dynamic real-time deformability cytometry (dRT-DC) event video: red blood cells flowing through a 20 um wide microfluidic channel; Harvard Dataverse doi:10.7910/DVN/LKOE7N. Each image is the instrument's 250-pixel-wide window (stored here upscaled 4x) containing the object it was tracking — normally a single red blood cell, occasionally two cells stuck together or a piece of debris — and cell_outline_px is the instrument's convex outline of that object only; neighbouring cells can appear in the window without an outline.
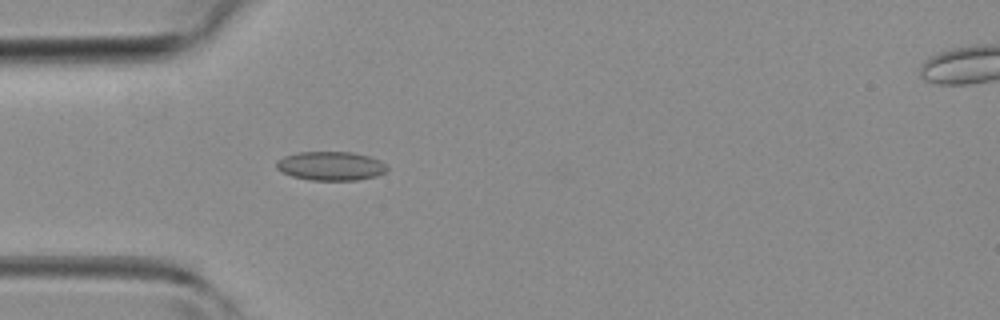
{"species": "common noctule bat (a hibernating species)", "species_latin": "Nyctalus noctula", "temperature_condition": "room temperature", "stored_images_in_passage": 33, "camera_frame_rate_fps": 3000, "um_per_image_px": 0.085, "animal": {"sex": "female", "body_mass_g": 19.3, "forearm_length_mm": 54.1}, "frame": {"image": 1, "passage_image": 2, "time_ms": 0.333, "image_size_px": [1000, 320], "cell_outline_px": [[388, 168], [384, 172], [376, 176], [356, 180], [312, 180], [292, 176], [276, 168], [276, 160], [284, 156], [296, 152], [352, 152], [368, 156], [380, 160]], "centroid_in_image_um": [28.09, 14.1], "position_along_channel_um": 56.9, "area_um2": 18.55}}
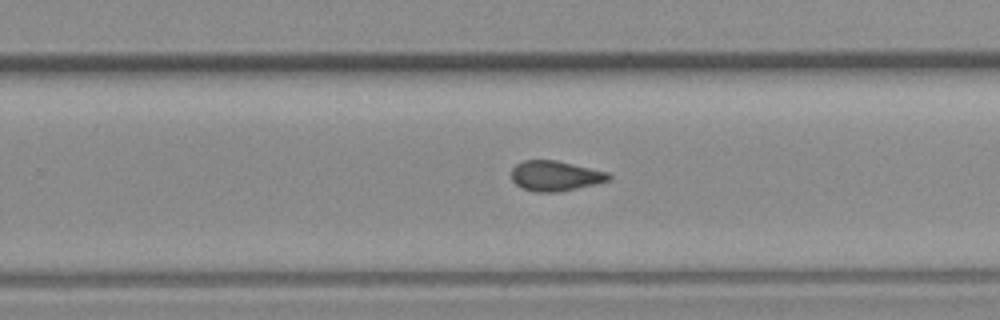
{"frame": {"image": 2, "passage_image": 17, "time_ms": 5.333, "image_size_px": [1000, 320], "cell_outline_px": [[612, 180], [596, 184], [556, 192], [536, 192], [520, 188], [512, 180], [512, 168], [516, 164], [524, 160], [556, 160], [608, 172], [612, 176]], "centroid_in_image_um": [47.21, 14.95], "position_along_channel_um": 282.6, "area_um2": 17.17}}
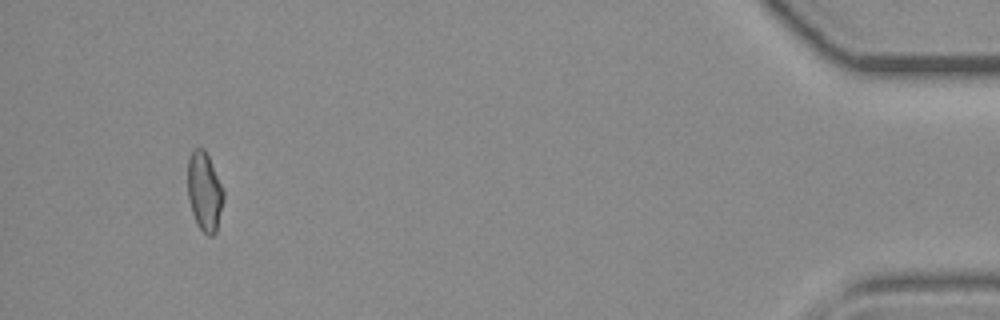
{"frame": {"image": 3, "passage_image": 31, "time_ms": 10.0, "image_size_px": [1000, 320], "cell_outline_px": [[224, 200], [216, 232], [212, 236], [208, 236], [200, 228], [192, 212], [188, 196], [188, 160], [192, 152], [196, 148], [204, 148], [224, 188]], "centroid_in_image_um": [17.4, 16.28], "position_along_channel_um": 417.8, "area_um2": 16.42}}